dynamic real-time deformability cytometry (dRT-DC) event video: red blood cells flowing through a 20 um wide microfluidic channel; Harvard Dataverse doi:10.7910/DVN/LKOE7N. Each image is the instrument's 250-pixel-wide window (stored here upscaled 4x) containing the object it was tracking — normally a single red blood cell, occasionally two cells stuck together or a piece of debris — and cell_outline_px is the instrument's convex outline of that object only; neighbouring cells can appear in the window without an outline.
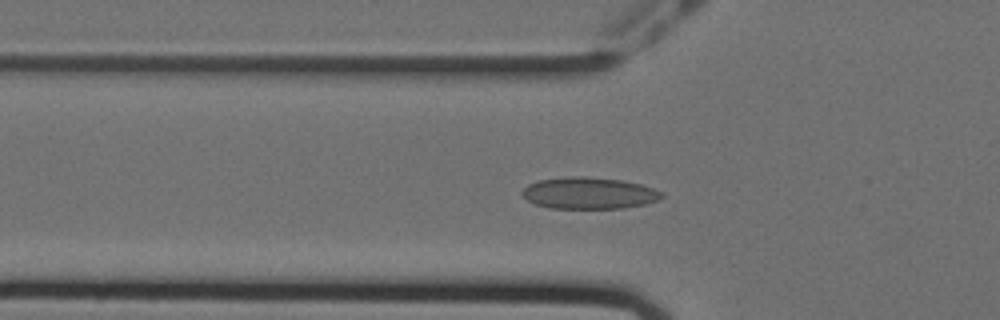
{"species": "Egyptian fruit bat (a non-hibernating species)", "species_latin": "Rousettus aegyptiacus", "temperature_condition": "cold", "stored_images_in_passage": 49, "camera_frame_rate_fps": 3000, "um_per_image_px": 0.085, "animal": {"sex": "female"}, "frame": {"image": 1, "passage_image": 18, "time_ms": 5.667, "image_size_px": [1000, 320], "cell_outline_px": [[664, 196], [656, 200], [644, 204], [620, 208], [548, 208], [536, 204], [528, 200], [520, 192], [528, 184], [540, 180], [568, 176], [584, 176], [620, 180], [640, 184], [664, 192]], "centroid_in_image_um": [50.05, 16.41], "position_along_channel_um": 75.8, "area_um2": 25.55}}
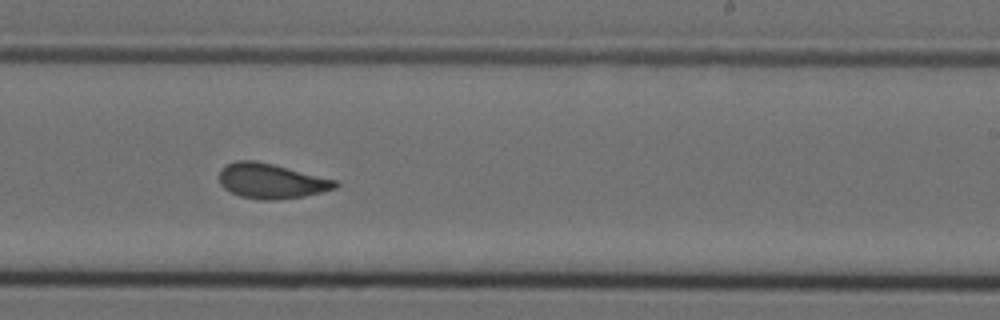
{"frame": {"image": 2, "passage_image": 34, "time_ms": 11.0, "image_size_px": [1000, 320], "cell_outline_px": [[340, 184], [336, 188], [304, 196], [276, 200], [256, 200], [240, 196], [224, 188], [220, 184], [220, 168], [236, 160], [256, 160], [336, 180]], "centroid_in_image_um": [23.03, 15.39], "position_along_channel_um": 266.0, "area_um2": 23.58}}
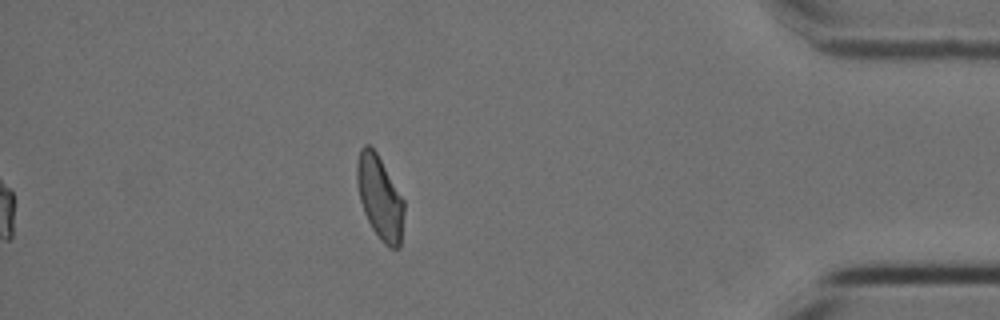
{"frame": {"image": 3, "passage_image": 49, "time_ms": 16.0, "image_size_px": [1000, 320], "cell_outline_px": [[404, 212], [400, 248], [388, 248], [380, 240], [372, 228], [364, 212], [360, 200], [356, 184], [356, 164], [360, 148], [364, 144], [368, 144], [376, 152], [404, 200]], "centroid_in_image_um": [32.27, 16.8], "position_along_channel_um": 402.9, "area_um2": 22.95}, "authors_computed_cell_mechanics": {"area_um2": 23.8136, "velocity_mm_per_s": 3.551, "shape_relaxation_time_tau1_ms": null, "shape_relaxation_time_tau2_ms": 1.2465, "deformation_change_tau1": null, "deformation_change_tau2": 0.0655}}